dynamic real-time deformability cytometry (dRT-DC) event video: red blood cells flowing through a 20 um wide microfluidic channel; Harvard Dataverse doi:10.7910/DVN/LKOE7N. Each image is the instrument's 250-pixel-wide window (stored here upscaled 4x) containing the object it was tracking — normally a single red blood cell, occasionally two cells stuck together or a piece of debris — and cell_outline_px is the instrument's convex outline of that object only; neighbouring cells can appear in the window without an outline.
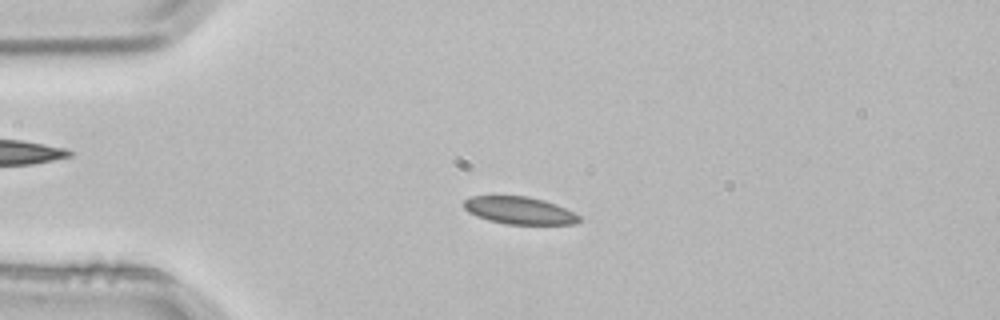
{"species": "common noctule bat (a hibernating species)", "species_latin": "Nyctalus noctula", "temperature_condition": "room temperature", "stored_images_in_passage": 53, "camera_frame_rate_fps": 3000, "um_per_image_px": 0.085, "animal": {"sex": "male", "body_mass_g": 21.5, "forearm_length_mm": 52.0}, "frame": {"image": 1, "passage_image": 12, "time_ms": 3.667, "image_size_px": [1000, 320], "cell_outline_px": [[580, 220], [576, 224], [508, 224], [488, 220], [476, 216], [468, 212], [464, 208], [464, 200], [472, 196], [528, 196], [544, 200], [556, 204], [580, 216]], "centroid_in_image_um": [44.13, 17.89], "position_along_channel_um": 40.9, "area_um2": 18.32}}
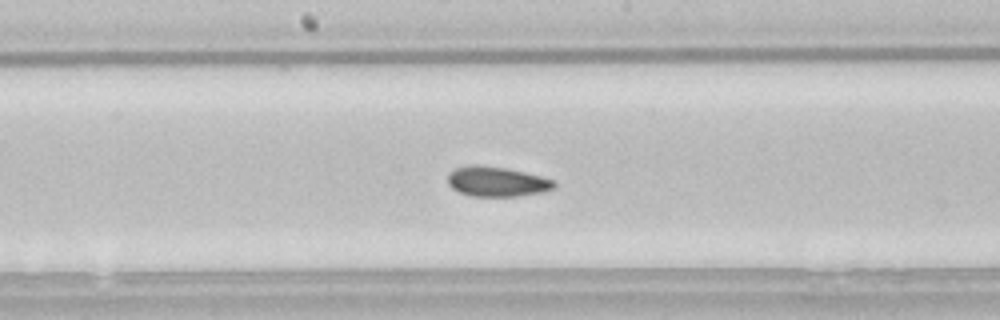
{"frame": {"image": 2, "passage_image": 27, "time_ms": 8.667, "image_size_px": [1000, 320], "cell_outline_px": [[556, 188], [544, 192], [516, 196], [468, 196], [452, 188], [448, 184], [448, 172], [456, 168], [468, 164], [476, 164], [504, 168], [524, 172], [556, 180]], "centroid_in_image_um": [42.23, 15.43], "position_along_channel_um": 206.0, "area_um2": 18.73}}
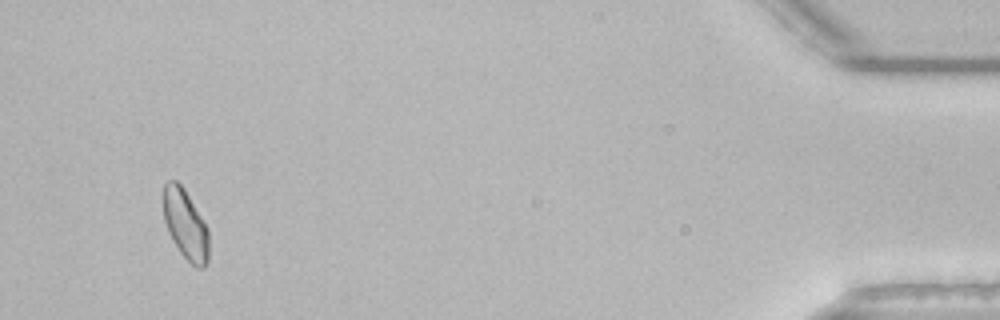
{"frame": {"image": 3, "passage_image": 50, "time_ms": 16.333, "image_size_px": [1000, 320], "cell_outline_px": [[208, 264], [204, 268], [196, 268], [180, 252], [164, 220], [160, 200], [160, 196], [164, 184], [168, 180], [176, 180], [184, 188], [208, 228]], "centroid_in_image_um": [15.73, 19.02], "position_along_channel_um": 419.5, "area_um2": 18.73}, "authors_computed_cell_mechanics": {"area_um2": 18.6116, "velocity_mm_per_s": 3.8154, "shape_relaxation_time_tau1_ms": 3.9083, "shape_relaxation_time_tau2_ms": 1.9885, "deformation_change_tau1": 0.1103, "deformation_change_tau2": 0.0764}}